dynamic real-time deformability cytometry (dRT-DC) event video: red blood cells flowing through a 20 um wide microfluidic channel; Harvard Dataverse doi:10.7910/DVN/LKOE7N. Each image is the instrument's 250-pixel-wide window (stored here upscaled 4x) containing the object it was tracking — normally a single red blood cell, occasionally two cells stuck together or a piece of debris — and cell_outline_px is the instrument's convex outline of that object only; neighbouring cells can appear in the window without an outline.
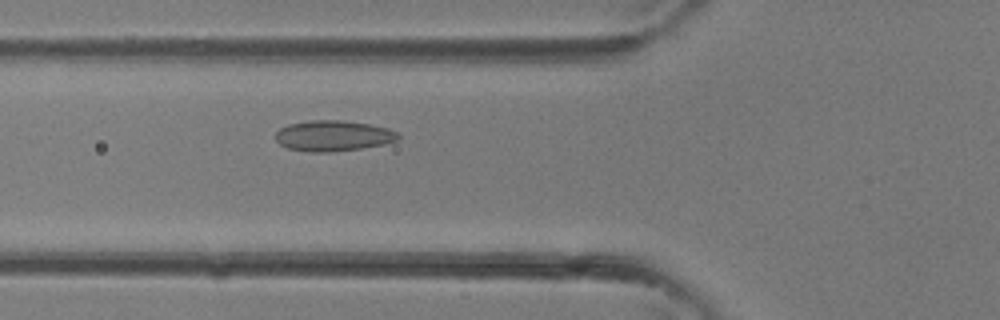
{"species": "common noctule bat (a hibernating species)", "species_latin": "Nyctalus noctula", "temperature_condition": "room temperature", "stored_images_in_passage": 26, "camera_frame_rate_fps": 3000, "um_per_image_px": 0.085, "animal": {"sex": "female"}, "frame": {"image": 1, "passage_image": 3, "time_ms": 0.667, "image_size_px": [1000, 320], "cell_outline_px": [[400, 136], [396, 140], [384, 144], [360, 148], [328, 152], [312, 152], [288, 148], [280, 144], [276, 140], [276, 132], [280, 128], [288, 124], [308, 120], [344, 120], [368, 124], [388, 128], [396, 132]], "centroid_in_image_um": [28.3, 11.53], "position_along_channel_um": 97.5, "area_um2": 21.79}}
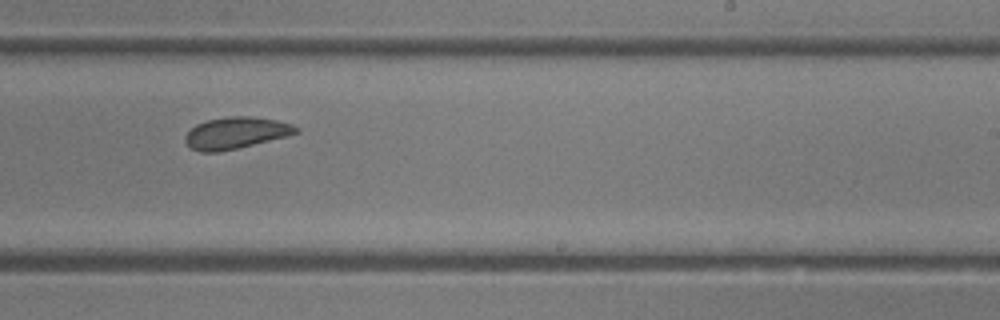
{"frame": {"image": 2, "passage_image": 12, "time_ms": 3.667, "image_size_px": [1000, 320], "cell_outline_px": [[300, 132], [288, 136], [220, 152], [200, 152], [192, 148], [184, 140], [184, 136], [196, 124], [208, 120], [232, 116], [248, 116], [276, 120], [292, 124], [300, 128]], "centroid_in_image_um": [20.07, 11.3], "position_along_channel_um": 268.9, "area_um2": 20.35}}
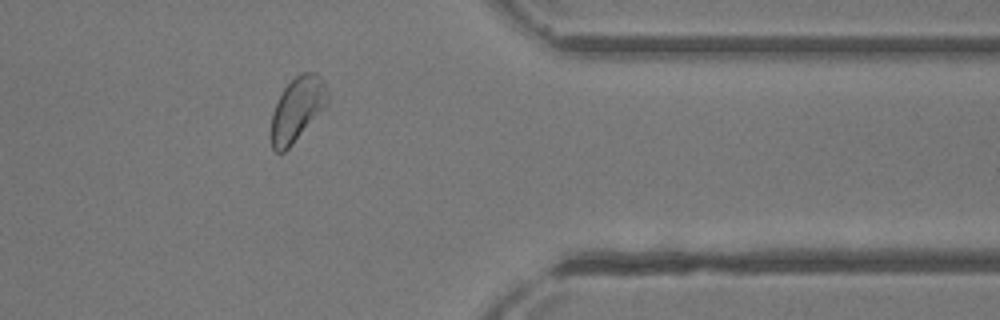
{"frame": {"image": 3, "passage_image": 19, "time_ms": 6.0, "image_size_px": [1000, 320], "cell_outline_px": [[328, 104], [292, 144], [284, 152], [276, 152], [272, 148], [272, 112], [284, 88], [296, 76], [304, 72], [316, 72], [324, 80], [328, 92]], "centroid_in_image_um": [25.29, 9.25], "position_along_channel_um": 386.1, "area_um2": 20.75}}